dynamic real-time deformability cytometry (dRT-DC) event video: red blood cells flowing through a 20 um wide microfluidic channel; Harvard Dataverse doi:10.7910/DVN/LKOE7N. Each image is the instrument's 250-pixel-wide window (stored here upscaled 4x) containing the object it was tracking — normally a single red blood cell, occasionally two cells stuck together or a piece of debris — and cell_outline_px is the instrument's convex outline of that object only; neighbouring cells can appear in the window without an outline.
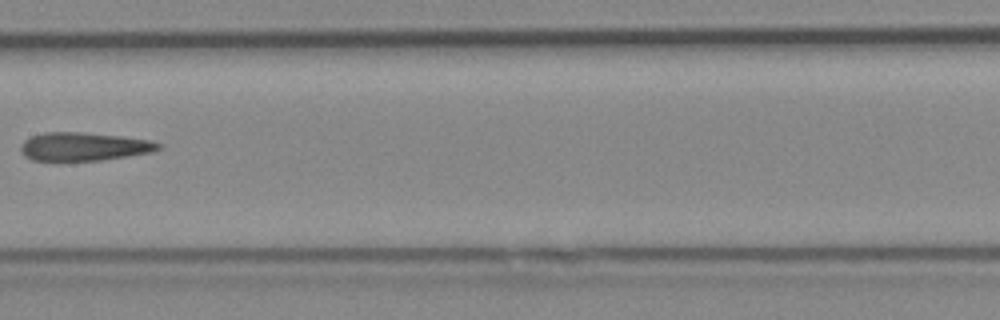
{"species": "Egyptian fruit bat (a non-hibernating species)", "species_latin": "Rousettus aegyptiacus", "temperature_condition": "cold", "stored_images_in_passage": 8, "camera_frame_rate_fps": 3000, "um_per_image_px": 0.085, "animal": {"sex": "female"}, "frame": {"image": 1, "passage_image": 7, "time_ms": 2.0, "image_size_px": [1000, 320], "cell_outline_px": [[164, 148], [152, 152], [128, 156], [100, 160], [32, 160], [24, 156], [20, 152], [20, 144], [24, 140], [32, 136], [44, 132], [80, 132], [120, 136], [148, 140], [164, 144]], "centroid_in_image_um": [7.13, 12.45], "position_along_channel_um": 200.3, "area_um2": 22.77}}